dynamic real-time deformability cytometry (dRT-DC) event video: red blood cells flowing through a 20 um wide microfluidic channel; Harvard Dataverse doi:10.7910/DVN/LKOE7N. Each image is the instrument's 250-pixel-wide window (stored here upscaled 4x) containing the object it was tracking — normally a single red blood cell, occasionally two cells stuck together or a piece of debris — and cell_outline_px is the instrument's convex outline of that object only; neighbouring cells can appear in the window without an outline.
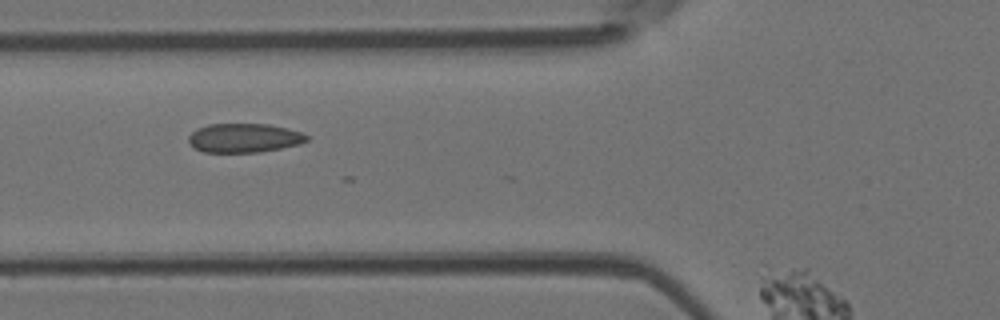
{"species": "Egyptian fruit bat (a non-hibernating species)", "species_latin": "Rousettus aegyptiacus", "temperature_condition": "room temperature", "stored_images_in_passage": 4, "camera_frame_rate_fps": 3000, "um_per_image_px": 0.085, "animal": {"sex": "female"}, "frame": {"image": 1, "passage_image": 2, "time_ms": 0.333, "image_size_px": [1000, 320], "cell_outline_px": [[308, 140], [300, 144], [260, 152], [204, 152], [188, 144], [188, 136], [196, 128], [208, 124], [268, 124], [288, 128], [300, 132], [308, 136]], "centroid_in_image_um": [20.72, 11.72], "position_along_channel_um": 105.1, "area_um2": 20.06}}
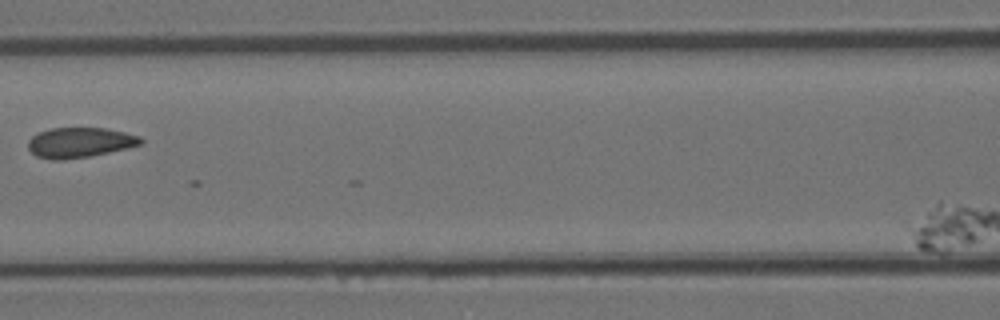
{"frame": {"image": 2, "passage_image": 3, "time_ms": 0.667, "image_size_px": [1000, 320], "cell_outline_px": [[144, 144], [128, 148], [88, 156], [64, 160], [52, 160], [36, 156], [28, 148], [28, 140], [32, 136], [40, 132], [52, 128], [104, 128], [124, 132], [140, 136], [144, 140]], "centroid_in_image_um": [6.8, 12.12], "position_along_channel_um": 159.8, "area_um2": 19.77}}
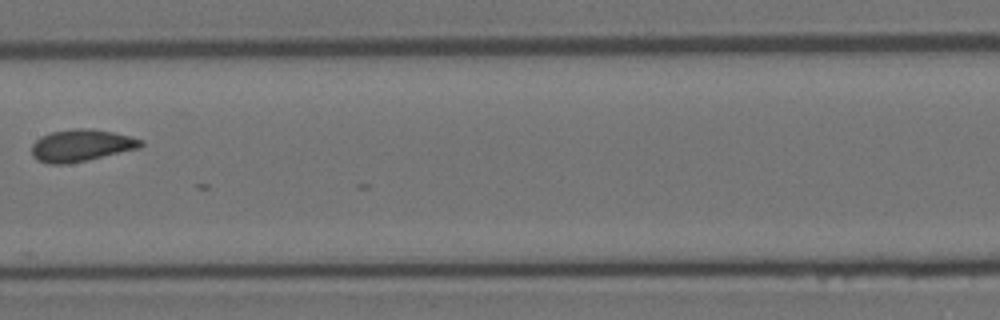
{"frame": {"image": 3, "passage_image": 4, "time_ms": 1.0, "image_size_px": [1000, 320], "cell_outline_px": [[144, 144], [140, 148], [88, 160], [68, 164], [48, 164], [36, 160], [32, 156], [32, 144], [40, 136], [52, 132], [72, 128], [88, 128], [112, 132], [144, 140]], "centroid_in_image_um": [6.89, 12.37], "position_along_channel_um": 200.5, "area_um2": 20.52}}